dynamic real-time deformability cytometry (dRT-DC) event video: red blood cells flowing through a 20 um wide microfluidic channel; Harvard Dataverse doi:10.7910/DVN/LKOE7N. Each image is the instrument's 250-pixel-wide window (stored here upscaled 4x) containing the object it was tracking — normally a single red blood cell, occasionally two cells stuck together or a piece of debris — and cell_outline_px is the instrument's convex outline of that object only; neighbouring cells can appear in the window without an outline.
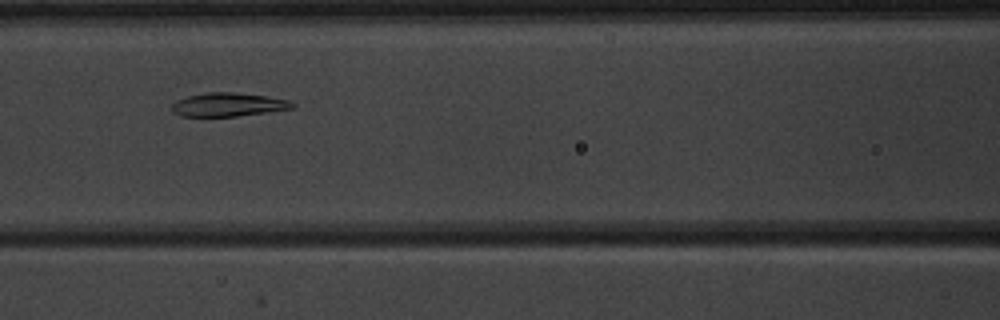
{"species": "common noctule bat (a hibernating species)", "species_latin": "Nyctalus noctula", "temperature_condition": "warm", "stored_images_in_passage": 6, "camera_frame_rate_fps": 3000, "um_per_image_px": 0.085, "animal": {"sex": "male", "body_mass_g": 20.1, "forearm_length_mm": 53.5}, "frame": {"image": 1, "passage_image": 4, "time_ms": 4.333, "image_size_px": [1000, 320], "cell_outline_px": [[296, 104], [292, 108], [236, 116], [180, 116], [172, 112], [172, 104], [176, 100], [188, 96], [208, 92], [232, 92], [264, 96], [288, 100]], "centroid_in_image_um": [19.34, 8.89], "position_along_channel_um": 147.3, "area_um2": 16.3}}
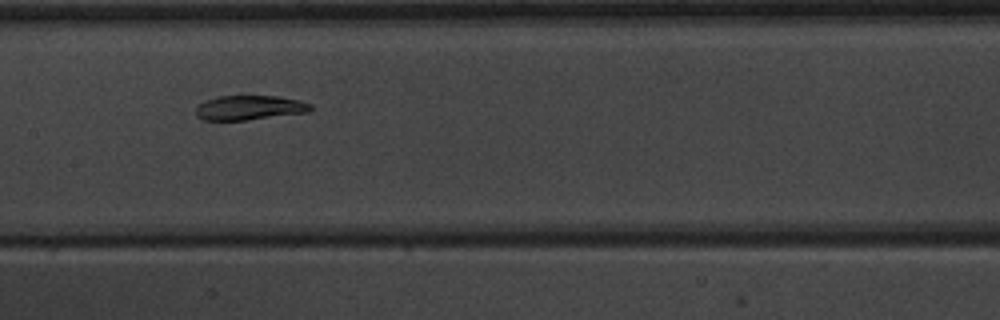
{"frame": {"image": 2, "passage_image": 5, "time_ms": 5.333, "image_size_px": [1000, 320], "cell_outline_px": [[312, 108], [308, 112], [248, 120], [204, 120], [196, 116], [196, 104], [204, 100], [216, 96], [276, 96], [300, 100], [312, 104]], "centroid_in_image_um": [21.17, 9.15], "position_along_channel_um": 186.2, "area_um2": 16.59}}
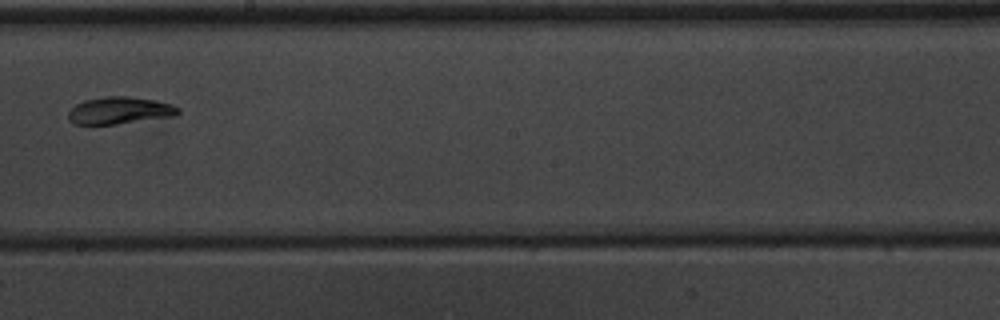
{"frame": {"image": 3, "passage_image": 6, "time_ms": 6.667, "image_size_px": [1000, 320], "cell_outline_px": [[180, 112], [176, 116], [88, 128], [76, 124], [68, 120], [68, 112], [76, 104], [84, 100], [104, 96], [128, 96], [156, 100], [172, 104], [180, 108]], "centroid_in_image_um": [10.12, 9.43], "position_along_channel_um": 238.1, "area_um2": 18.15}}